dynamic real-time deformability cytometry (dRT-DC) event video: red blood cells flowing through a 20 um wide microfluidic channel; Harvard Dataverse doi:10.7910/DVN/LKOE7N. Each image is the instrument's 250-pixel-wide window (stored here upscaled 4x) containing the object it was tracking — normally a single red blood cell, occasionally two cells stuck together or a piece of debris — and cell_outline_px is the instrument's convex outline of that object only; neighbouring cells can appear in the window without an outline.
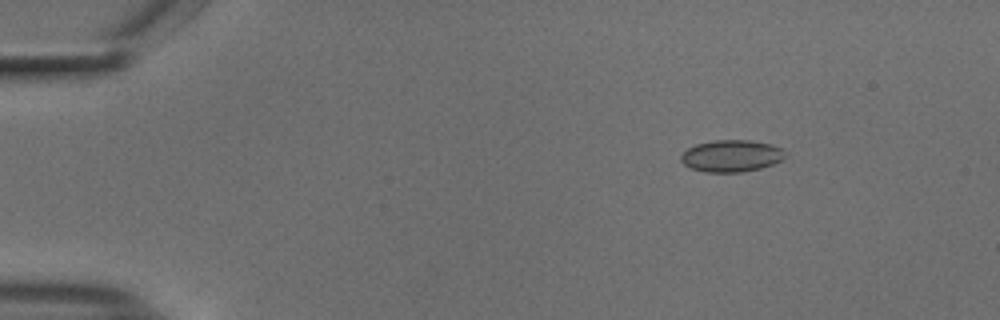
{"species": "common noctule bat (a hibernating species)", "species_latin": "Nyctalus noctula", "temperature_condition": "cold", "stored_images_in_passage": 49, "camera_frame_rate_fps": 3000, "um_per_image_px": 0.085, "animal": {"sex": "male", "body_mass_g": 18.8}, "frame": {"image": 1, "passage_image": 2, "time_ms": 0.333, "image_size_px": [1000, 320], "cell_outline_px": [[784, 160], [760, 168], [740, 172], [704, 172], [688, 168], [680, 160], [680, 156], [688, 148], [696, 144], [716, 140], [752, 140], [772, 144], [780, 148], [784, 152]], "centroid_in_image_um": [62.15, 13.25], "position_along_channel_um": 22.9, "area_um2": 19.42}}
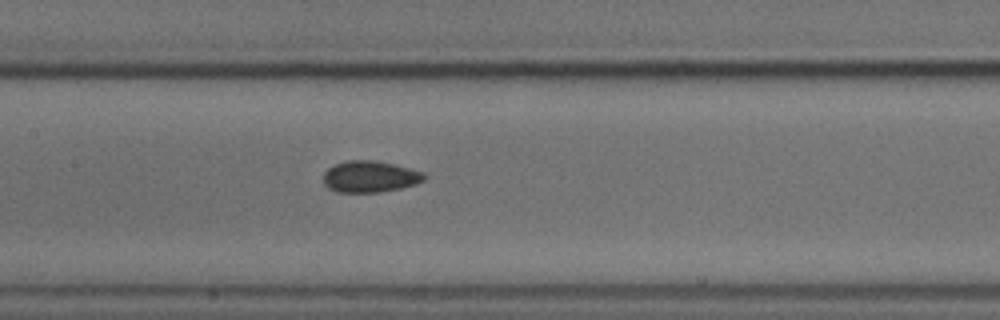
{"frame": {"image": 2, "passage_image": 21, "time_ms": 6.667, "image_size_px": [1000, 320], "cell_outline_px": [[428, 176], [424, 180], [416, 184], [400, 188], [380, 192], [336, 192], [328, 188], [324, 184], [324, 172], [328, 168], [336, 164], [348, 160], [376, 160], [424, 172]], "centroid_in_image_um": [31.45, 15.01], "position_along_channel_um": 175.9, "area_um2": 18.5}}
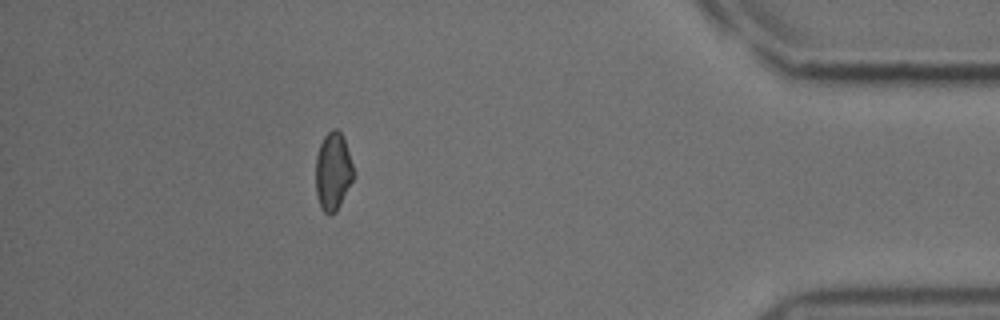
{"frame": {"image": 3, "passage_image": 43, "time_ms": 14.0, "image_size_px": [1000, 320], "cell_outline_px": [[356, 172], [336, 212], [328, 216], [320, 208], [316, 192], [316, 156], [320, 144], [324, 136], [332, 128], [336, 128], [340, 132], [344, 140]], "centroid_in_image_um": [28.3, 14.58], "position_along_channel_um": 406.9, "area_um2": 17.22}}